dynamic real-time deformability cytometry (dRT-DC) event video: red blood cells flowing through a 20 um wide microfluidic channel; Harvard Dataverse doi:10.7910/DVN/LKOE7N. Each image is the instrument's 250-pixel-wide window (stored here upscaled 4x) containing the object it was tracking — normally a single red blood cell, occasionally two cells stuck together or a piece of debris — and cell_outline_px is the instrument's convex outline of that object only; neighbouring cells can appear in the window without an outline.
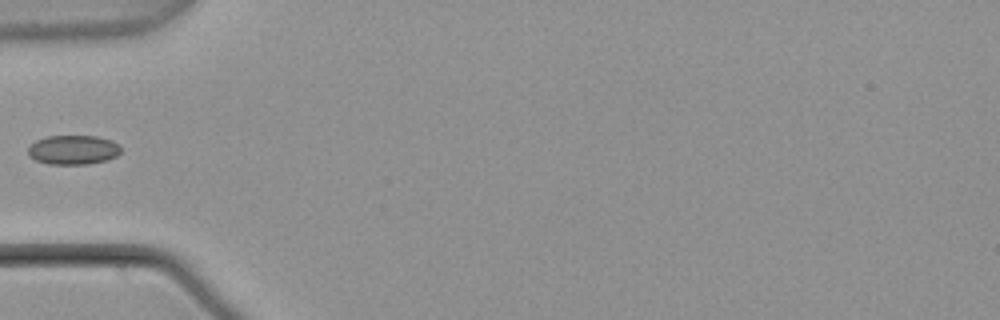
{"species": "common noctule bat (a hibernating species)", "species_latin": "Nyctalus noctula", "temperature_condition": "warm", "stored_images_in_passage": 3, "camera_frame_rate_fps": 3000, "um_per_image_px": 0.085, "animal": {"sex": "male", "body_mass_g": 21.5, "forearm_length_mm": 52.0}, "frame": {"image": 1, "passage_image": 2, "time_ms": 0.333, "image_size_px": [1000, 320], "cell_outline_px": [[120, 152], [116, 156], [104, 160], [88, 164], [48, 164], [36, 160], [28, 156], [28, 148], [36, 140], [48, 136], [96, 136], [112, 140], [120, 148]], "centroid_in_image_um": [6.19, 12.73], "position_along_channel_um": 78.8, "area_um2": 15.72}}
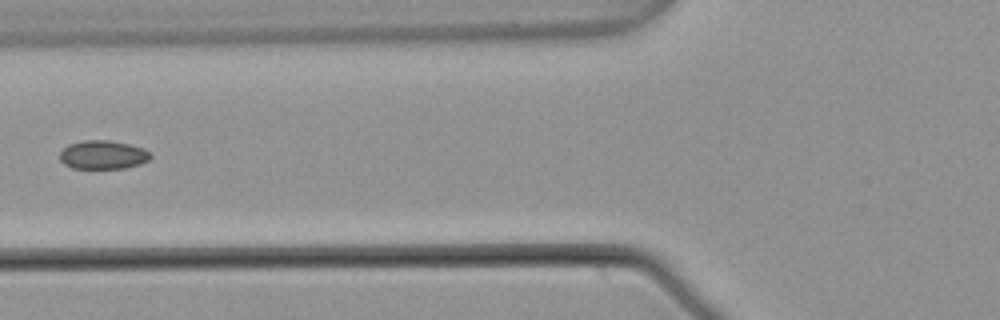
{"frame": {"image": 2, "passage_image": 3, "time_ms": 0.667, "image_size_px": [1000, 320], "cell_outline_px": [[152, 156], [148, 160], [140, 164], [124, 168], [72, 168], [64, 164], [60, 160], [60, 152], [68, 144], [84, 140], [108, 140], [128, 144], [144, 148]], "centroid_in_image_um": [8.74, 13.15], "position_along_channel_um": 117.1, "area_um2": 15.09}}